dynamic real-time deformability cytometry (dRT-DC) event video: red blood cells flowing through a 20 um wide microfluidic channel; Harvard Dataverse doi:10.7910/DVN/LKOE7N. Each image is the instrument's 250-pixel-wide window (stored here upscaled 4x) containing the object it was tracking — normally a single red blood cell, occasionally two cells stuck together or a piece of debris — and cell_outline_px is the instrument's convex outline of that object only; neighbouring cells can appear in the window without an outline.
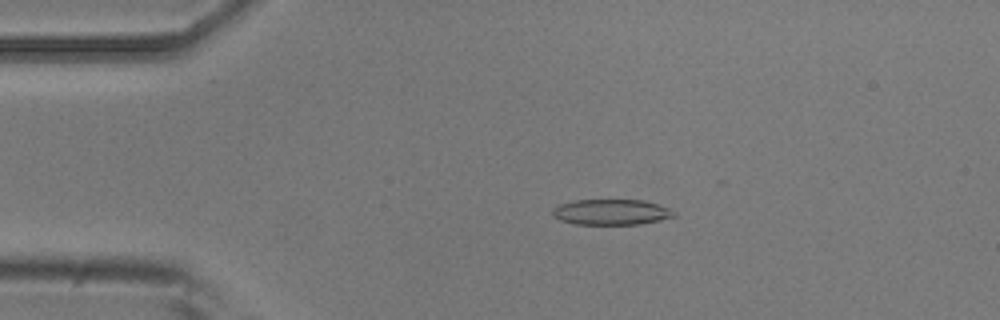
{"species": "common noctule bat (a hibernating species)", "species_latin": "Nyctalus noctula", "temperature_condition": "room temperature", "stored_images_in_passage": 5, "camera_frame_rate_fps": 3000, "um_per_image_px": 0.085, "animal": {"sex": "male", "body_mass_g": 20.5, "forearm_length_mm": 52.5}, "frame": {"image": 1, "passage_image": 4, "time_ms": 3.333, "image_size_px": [1000, 320], "cell_outline_px": [[676, 216], [660, 220], [640, 224], [576, 224], [560, 220], [552, 216], [552, 208], [560, 204], [572, 200], [644, 200], [668, 208], [676, 212]], "centroid_in_image_um": [51.93, 18.02], "position_along_channel_um": 33.1, "area_um2": 18.15}}